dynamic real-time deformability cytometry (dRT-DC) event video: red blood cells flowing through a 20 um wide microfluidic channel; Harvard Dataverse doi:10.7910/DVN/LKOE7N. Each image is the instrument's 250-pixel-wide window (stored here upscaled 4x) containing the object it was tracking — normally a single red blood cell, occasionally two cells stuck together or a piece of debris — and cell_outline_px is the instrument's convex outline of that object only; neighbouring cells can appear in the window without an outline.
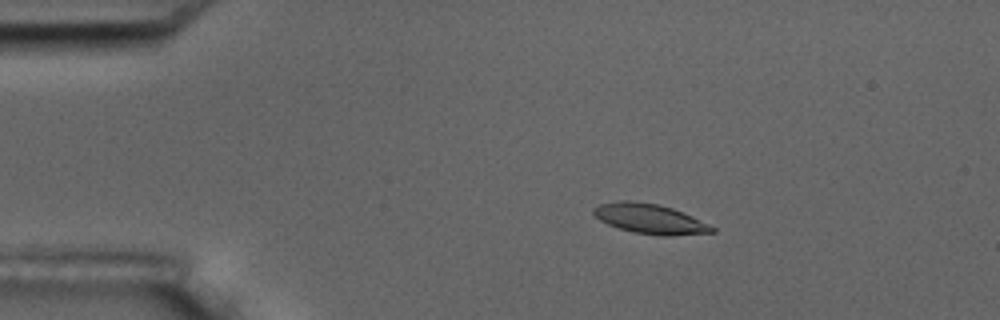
{"species": "common noctule bat (a hibernating species)", "species_latin": "Nyctalus noctula", "temperature_condition": "room temperature", "stored_images_in_passage": 4, "camera_frame_rate_fps": 3000, "um_per_image_px": 0.085, "animal": {"sex": "male", "body_mass_g": 17.5, "forearm_length_mm": 52.3}, "frame": {"image": 1, "passage_image": 3, "time_ms": 2.333, "image_size_px": [1000, 320], "cell_outline_px": [[716, 232], [672, 236], [660, 236], [632, 232], [608, 224], [600, 220], [592, 212], [592, 208], [600, 204], [620, 200], [632, 200], [656, 204], [672, 208], [684, 212], [716, 228]], "centroid_in_image_um": [55.25, 18.6], "position_along_channel_um": 29.7, "area_um2": 20.69}}